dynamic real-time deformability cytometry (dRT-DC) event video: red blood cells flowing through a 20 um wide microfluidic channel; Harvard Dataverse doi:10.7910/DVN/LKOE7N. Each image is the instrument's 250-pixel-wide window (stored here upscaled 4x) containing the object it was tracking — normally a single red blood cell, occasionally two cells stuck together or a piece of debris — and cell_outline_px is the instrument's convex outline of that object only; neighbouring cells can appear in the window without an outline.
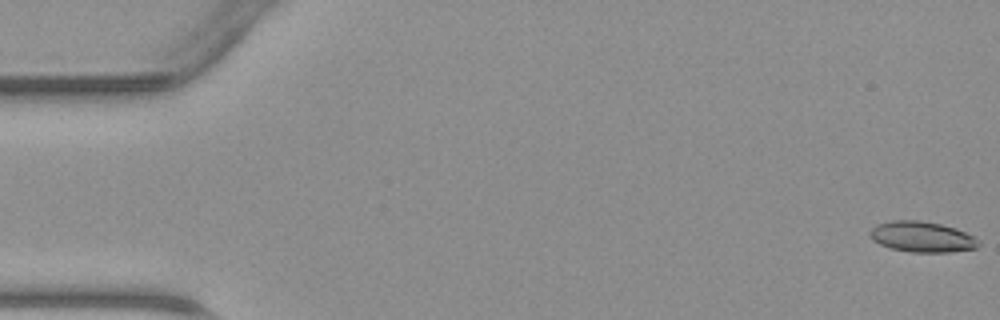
{"species": "common noctule bat (a hibernating species)", "species_latin": "Nyctalus noctula", "temperature_condition": "warm", "stored_images_in_passage": 47, "camera_frame_rate_fps": 3000, "um_per_image_px": 0.085, "animal": {"sex": "male", "body_mass_g": 23.1, "forearm_length_mm": 52.7}, "frame": {"image": 1, "passage_image": 1, "time_ms": 0.0, "image_size_px": [1000, 320], "cell_outline_px": [[980, 244], [976, 248], [952, 252], [908, 252], [892, 248], [880, 244], [872, 240], [868, 232], [876, 224], [892, 220], [916, 220], [940, 224], [956, 228], [976, 236], [980, 240]], "centroid_in_image_um": [78.39, 20.13], "position_along_channel_um": 6.6, "area_um2": 19.59}}
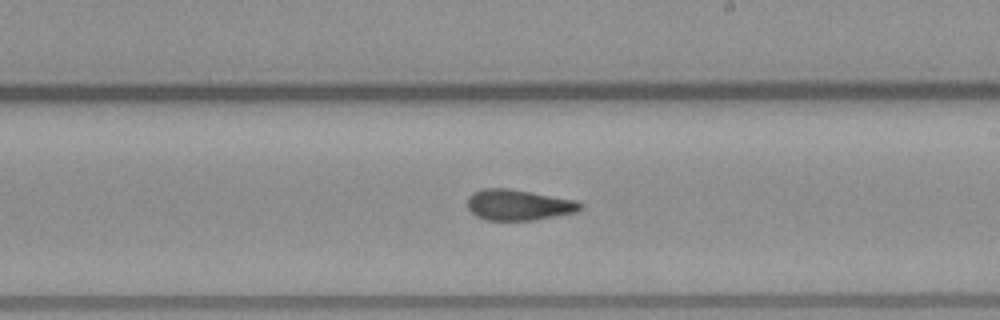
{"frame": {"image": 2, "passage_image": 27, "time_ms": 8.667, "image_size_px": [1000, 320], "cell_outline_px": [[584, 204], [576, 212], [532, 220], [488, 220], [476, 216], [468, 208], [468, 196], [472, 192], [484, 188], [508, 188], [532, 192], [576, 200]], "centroid_in_image_um": [44.06, 17.4], "position_along_channel_um": 244.9, "area_um2": 20.17}}
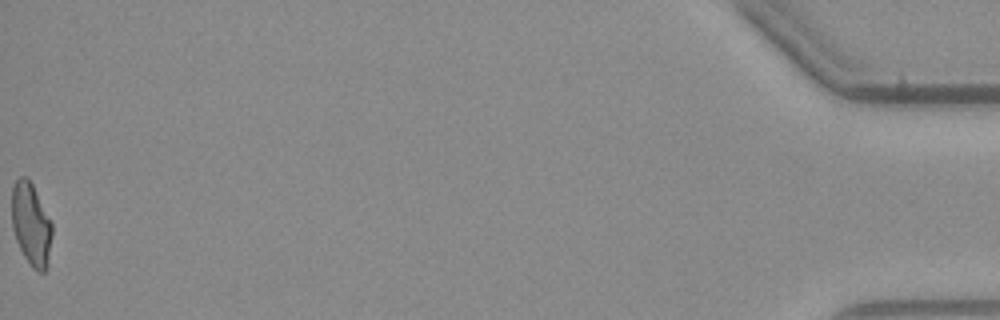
{"frame": {"image": 3, "passage_image": 47, "time_ms": 15.333, "image_size_px": [1000, 320], "cell_outline_px": [[52, 236], [48, 264], [44, 272], [36, 272], [32, 268], [24, 256], [16, 240], [12, 228], [12, 188], [16, 180], [20, 176], [28, 176], [52, 224]], "centroid_in_image_um": [2.64, 19.08], "position_along_channel_um": 432.6, "area_um2": 19.42}}